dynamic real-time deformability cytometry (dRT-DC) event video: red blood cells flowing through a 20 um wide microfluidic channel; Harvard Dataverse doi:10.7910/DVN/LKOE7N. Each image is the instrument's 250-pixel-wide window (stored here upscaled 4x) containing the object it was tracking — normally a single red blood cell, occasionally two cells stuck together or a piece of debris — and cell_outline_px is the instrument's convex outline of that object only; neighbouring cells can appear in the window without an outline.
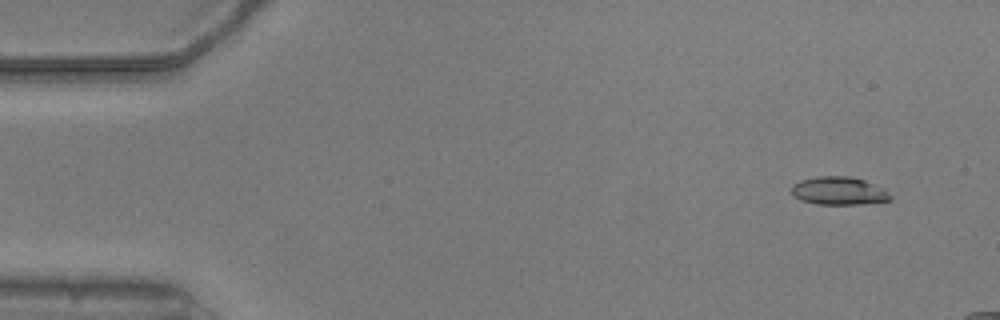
{"species": "common noctule bat (a hibernating species)", "species_latin": "Nyctalus noctula", "temperature_condition": "warm", "stored_images_in_passage": 12, "camera_frame_rate_fps": 3000, "um_per_image_px": 0.085, "animal": {"sex": "male", "body_mass_g": 20.5, "forearm_length_mm": 52.5}, "frame": {"image": 1, "passage_image": 3, "time_ms": 0.667, "image_size_px": [1000, 320], "cell_outline_px": [[892, 200], [860, 204], [816, 204], [800, 200], [792, 196], [792, 184], [800, 180], [816, 176], [852, 176], [864, 180], [884, 188], [892, 196]], "centroid_in_image_um": [71.29, 16.22], "position_along_channel_um": 13.7, "area_um2": 16.36}}